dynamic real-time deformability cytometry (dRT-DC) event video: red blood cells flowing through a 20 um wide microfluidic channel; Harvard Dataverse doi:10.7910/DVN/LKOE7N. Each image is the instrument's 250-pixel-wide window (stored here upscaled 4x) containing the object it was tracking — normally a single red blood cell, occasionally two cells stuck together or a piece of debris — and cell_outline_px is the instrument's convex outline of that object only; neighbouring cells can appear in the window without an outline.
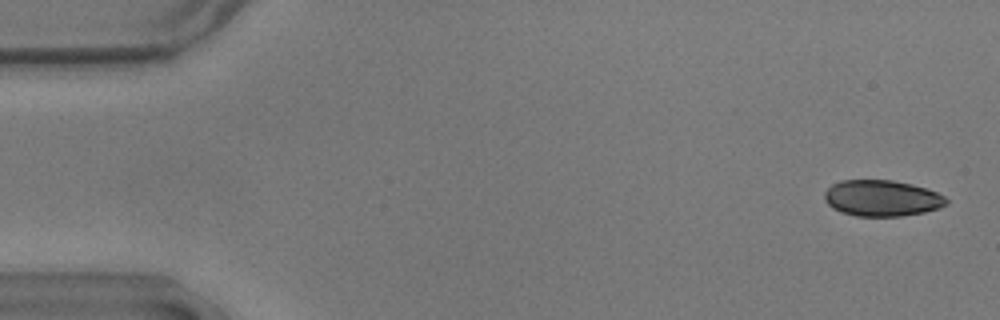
{"species": "common noctule bat (a hibernating species)", "species_latin": "Nyctalus noctula", "temperature_condition": "warm", "stored_images_in_passage": 55, "camera_frame_rate_fps": 3000, "um_per_image_px": 0.085, "animal": {"sex": "male", "body_mass_g": 17.9}, "frame": {"image": 1, "passage_image": 2, "time_ms": 0.333, "image_size_px": [1000, 320], "cell_outline_px": [[948, 204], [940, 208], [924, 212], [900, 216], [856, 216], [840, 212], [832, 208], [824, 200], [824, 192], [832, 184], [840, 180], [892, 180], [912, 184], [936, 192], [944, 196], [948, 200]], "centroid_in_image_um": [74.94, 16.85], "position_along_channel_um": 10.1, "area_um2": 25.78}}
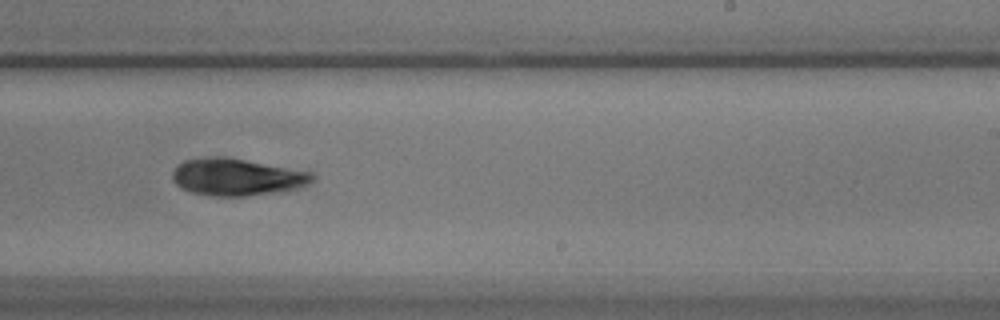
{"frame": {"image": 2, "passage_image": 34, "time_ms": 11.0, "image_size_px": [1000, 320], "cell_outline_px": [[316, 180], [308, 184], [296, 188], [244, 196], [212, 196], [192, 192], [180, 188], [172, 180], [172, 172], [176, 164], [184, 160], [208, 156], [224, 156], [312, 172], [316, 176]], "centroid_in_image_um": [20.08, 15.03], "position_along_channel_um": 268.9, "area_um2": 30.29}}
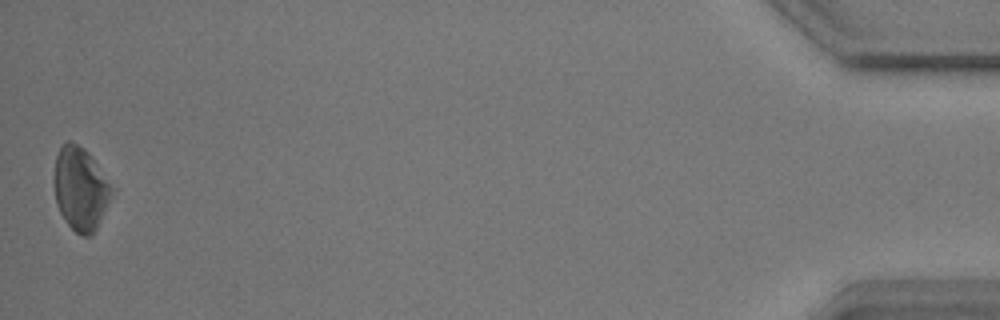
{"frame": {"image": 3, "passage_image": 55, "time_ms": 18.0, "image_size_px": [1000, 320], "cell_outline_px": [[112, 188], [108, 200], [96, 228], [92, 236], [84, 236], [76, 232], [68, 224], [60, 212], [56, 204], [52, 180], [56, 156], [60, 148], [68, 140], [72, 140], [84, 148], [88, 152]], "centroid_in_image_um": [6.76, 16.01], "position_along_channel_um": 428.4, "area_um2": 27.46}, "authors_computed_cell_mechanics": {"area_um2": 28.4954, "velocity_mm_per_s": 3.5963, "shape_relaxation_time_tau1_ms": 1.9171, "shape_relaxation_time_tau2_ms": null, "deformation_change_tau1": 0.0894, "deformation_change_tau2": null}}